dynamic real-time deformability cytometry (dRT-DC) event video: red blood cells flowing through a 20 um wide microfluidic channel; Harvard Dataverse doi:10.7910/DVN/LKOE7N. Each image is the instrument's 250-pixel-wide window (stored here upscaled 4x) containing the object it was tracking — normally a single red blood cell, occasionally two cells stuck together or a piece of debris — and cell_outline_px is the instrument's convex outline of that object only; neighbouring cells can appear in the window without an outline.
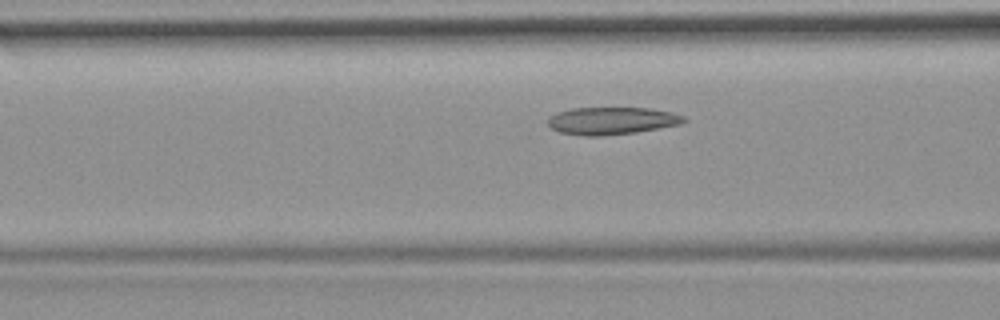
{"species": "common noctule bat (a hibernating species)", "species_latin": "Nyctalus noctula", "temperature_condition": "room temperature", "stored_images_in_passage": 47, "camera_frame_rate_fps": 3000, "um_per_image_px": 0.085, "animal": {"sex": "female", "body_mass_g": 19.9}, "frame": {"image": 1, "passage_image": 14, "time_ms": 4.333, "image_size_px": [1000, 320], "cell_outline_px": [[688, 120], [680, 124], [636, 132], [600, 136], [584, 136], [560, 132], [552, 128], [548, 124], [548, 116], [556, 112], [572, 108], [652, 108], [672, 112], [684, 116]], "centroid_in_image_um": [51.99, 10.26], "position_along_channel_um": 114.6, "area_um2": 21.79}}
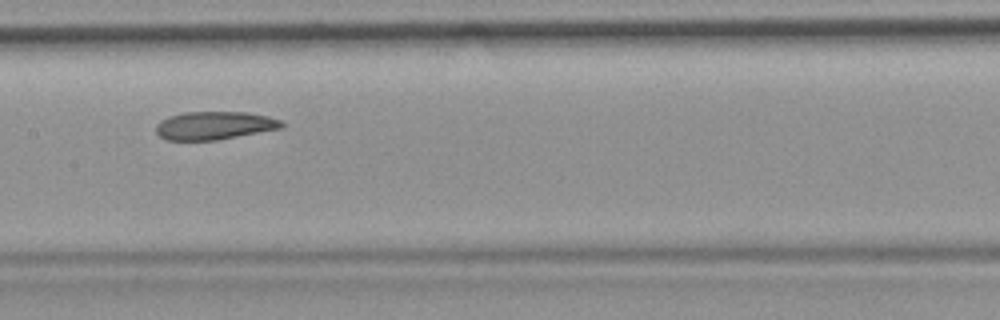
{"frame": {"image": 2, "passage_image": 20, "time_ms": 6.333, "image_size_px": [1000, 320], "cell_outline_px": [[284, 124], [280, 128], [216, 140], [168, 140], [160, 136], [156, 132], [156, 124], [160, 120], [168, 116], [184, 112], [248, 112], [268, 116], [284, 120]], "centroid_in_image_um": [18.21, 10.65], "position_along_channel_um": 189.2, "area_um2": 20.58}}
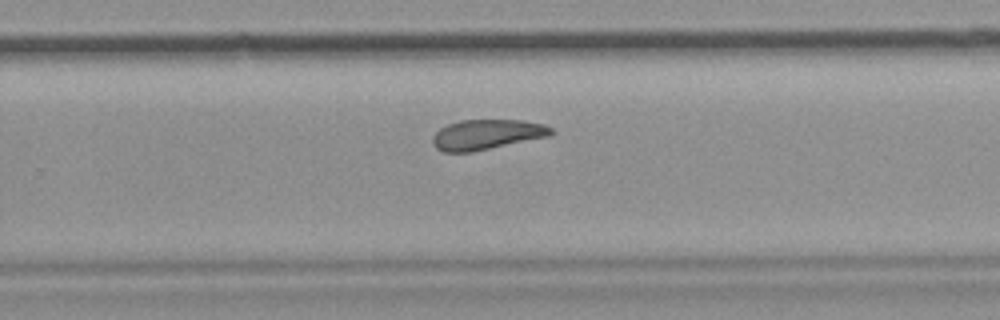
{"frame": {"image": 3, "passage_image": 28, "time_ms": 9.0, "image_size_px": [1000, 320], "cell_outline_px": [[556, 132], [552, 136], [472, 152], [444, 152], [436, 148], [432, 144], [432, 136], [440, 128], [448, 124], [460, 120], [524, 120], [544, 124], [552, 128]], "centroid_in_image_um": [41.41, 11.43], "position_along_channel_um": 288.4, "area_um2": 21.1}, "authors_computed_cell_mechanics": {"area_um2": 22.0796, "velocity_mm_per_s": 3.7323, "shape_relaxation_time_tau1_ms": null, "shape_relaxation_time_tau2_ms": 3.997, "deformation_change_tau1": null, "deformation_change_tau2": 0.0992}}